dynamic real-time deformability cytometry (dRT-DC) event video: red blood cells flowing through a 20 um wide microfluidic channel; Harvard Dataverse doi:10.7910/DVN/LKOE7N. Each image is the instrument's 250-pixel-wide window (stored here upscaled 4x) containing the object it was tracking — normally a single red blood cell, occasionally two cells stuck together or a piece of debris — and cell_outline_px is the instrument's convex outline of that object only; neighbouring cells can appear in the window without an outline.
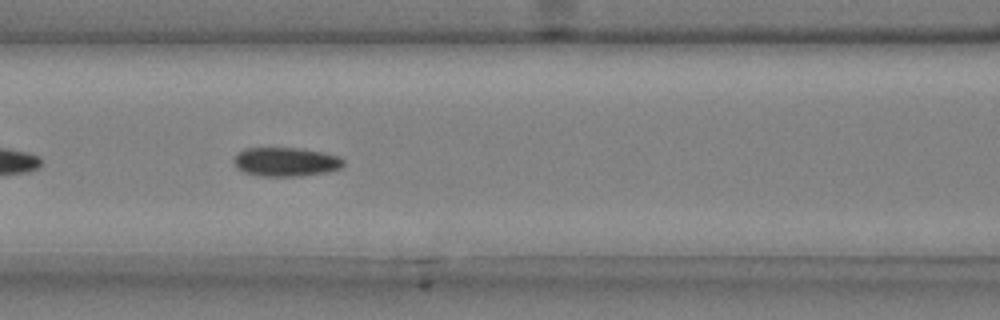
{"species": "common noctule bat (a hibernating species)", "species_latin": "Nyctalus noctula", "temperature_condition": "cold", "stored_images_in_passage": 38, "camera_frame_rate_fps": 3000, "um_per_image_px": 0.085, "animal": {"sex": "male", "body_mass_g": 20.4}, "frame": {"image": 1, "passage_image": 9, "time_ms": 2.667, "image_size_px": [1000, 320], "cell_outline_px": [[344, 164], [340, 168], [324, 172], [300, 176], [260, 176], [244, 172], [236, 168], [232, 160], [244, 148], [304, 148], [324, 152], [340, 156], [344, 160]], "centroid_in_image_um": [24.3, 13.75], "position_along_channel_um": 142.3, "area_um2": 18.61}}
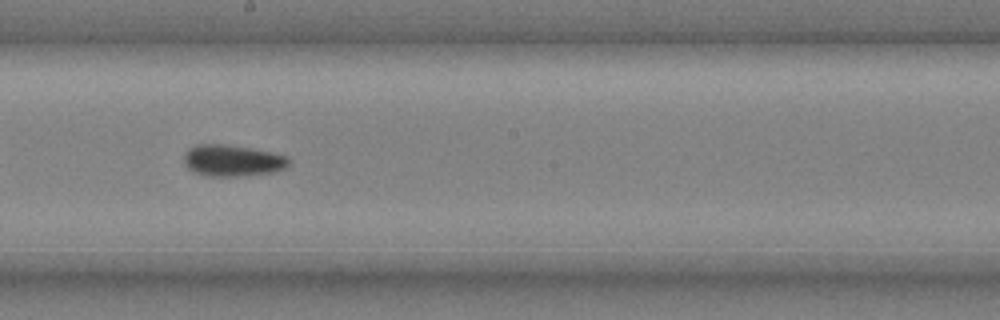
{"frame": {"image": 2, "passage_image": 16, "time_ms": 5.0, "image_size_px": [1000, 320], "cell_outline_px": [[292, 160], [288, 168], [276, 172], [244, 176], [208, 176], [196, 172], [188, 168], [184, 164], [184, 152], [188, 148], [196, 144], [224, 144], [252, 148], [272, 152], [288, 156]], "centroid_in_image_um": [19.82, 13.64], "position_along_channel_um": 228.4, "area_um2": 19.71}}
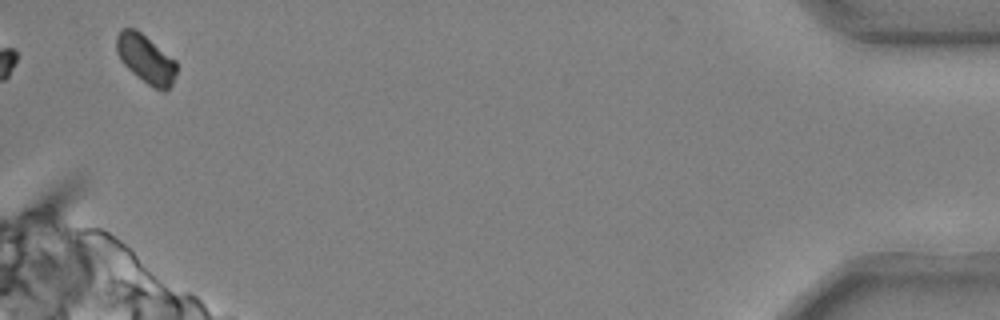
{"frame": {"image": 3, "passage_image": 37, "time_ms": 12.0, "image_size_px": [1000, 320], "cell_outline_px": [[176, 76], [172, 84], [164, 92], [152, 88], [132, 72], [120, 60], [116, 52], [116, 36], [120, 28], [136, 28], [176, 60]], "centroid_in_image_um": [12.39, 5.0], "position_along_channel_um": 422.8, "area_um2": 17.22}, "authors_computed_cell_mechanics": {"area_um2": 18.6983, "velocity_mm_per_s": 3.7075, "shape_relaxation_time_tau1_ms": 6.9326, "shape_relaxation_time_tau2_ms": null, "deformation_change_tau1": 0.1082, "deformation_change_tau2": null}}